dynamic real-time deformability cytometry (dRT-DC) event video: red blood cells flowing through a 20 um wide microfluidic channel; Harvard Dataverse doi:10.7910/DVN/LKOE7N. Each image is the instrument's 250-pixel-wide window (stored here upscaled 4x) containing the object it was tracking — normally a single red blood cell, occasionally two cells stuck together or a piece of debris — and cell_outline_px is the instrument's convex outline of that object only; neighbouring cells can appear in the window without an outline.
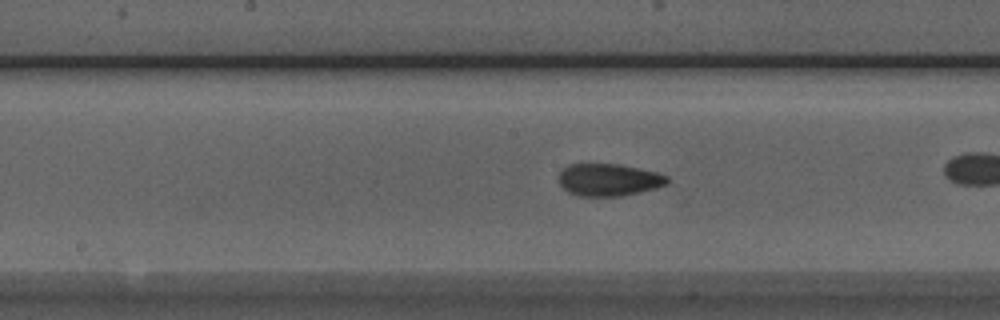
{"species": "Egyptian fruit bat (a non-hibernating species)", "species_latin": "Rousettus aegyptiacus", "temperature_condition": "room temperature", "stored_images_in_passage": 38, "camera_frame_rate_fps": 3000, "um_per_image_px": 0.085, "animal": {"sex": "male"}, "frame": {"image": 1, "passage_image": 17, "time_ms": 5.333, "image_size_px": [1000, 320], "cell_outline_px": [[668, 184], [656, 188], [620, 196], [576, 196], [568, 192], [560, 184], [560, 172], [568, 164], [620, 164], [656, 172], [668, 176]], "centroid_in_image_um": [51.75, 15.28], "position_along_channel_um": 196.5, "area_um2": 20.35}, "authors_computed_cell_mechanics": {"area_um2": 20.7213, "velocity_mm_per_s": 3.9946, "shape_relaxation_time_tau1_ms": 5.1728, "shape_relaxation_time_tau2_ms": 1.5676, "deformation_change_tau1": 0.1447, "deformation_change_tau2": 0.0573}}